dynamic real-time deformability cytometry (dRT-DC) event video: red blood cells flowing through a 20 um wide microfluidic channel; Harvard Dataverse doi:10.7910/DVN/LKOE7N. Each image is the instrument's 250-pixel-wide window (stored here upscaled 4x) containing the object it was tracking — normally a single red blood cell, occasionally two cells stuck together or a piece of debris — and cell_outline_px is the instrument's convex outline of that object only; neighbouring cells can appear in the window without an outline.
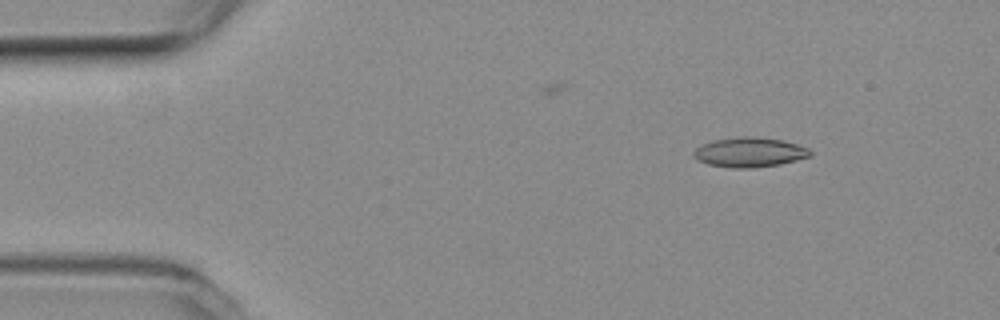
{"species": "common noctule bat (a hibernating species)", "species_latin": "Nyctalus noctula", "temperature_condition": "room temperature", "stored_images_in_passage": 4, "camera_frame_rate_fps": 3000, "um_per_image_px": 0.085, "animal": {"sex": "female", "body_mass_g": 19.3, "forearm_length_mm": 54.1}, "frame": {"image": 1, "passage_image": 1, "time_ms": 0.0, "image_size_px": [1000, 320], "cell_outline_px": [[812, 156], [780, 164], [748, 168], [732, 168], [708, 164], [692, 156], [692, 152], [696, 148], [712, 140], [736, 136], [756, 136], [784, 140], [808, 148], [812, 152]], "centroid_in_image_um": [63.72, 12.92], "position_along_channel_um": 21.3, "area_um2": 20.29}}
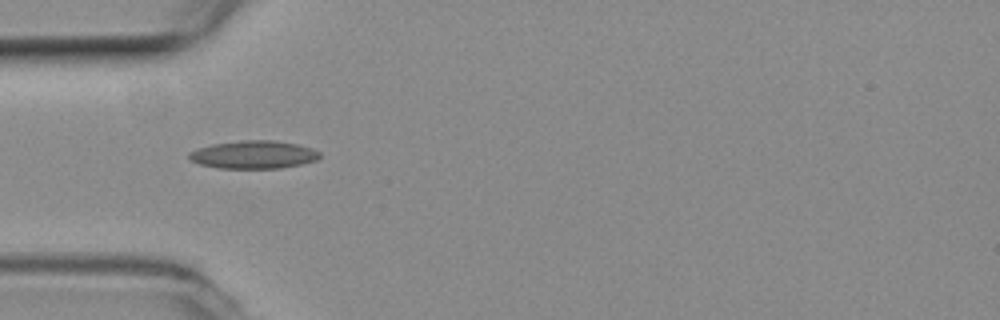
{"frame": {"image": 2, "passage_image": 4, "time_ms": 1.0, "image_size_px": [1000, 320], "cell_outline_px": [[320, 156], [316, 160], [300, 164], [280, 168], [220, 168], [200, 164], [188, 160], [188, 152], [196, 148], [212, 144], [240, 140], [272, 140], [296, 144], [312, 148], [320, 152]], "centroid_in_image_um": [21.51, 13.14], "position_along_channel_um": 63.5, "area_um2": 21.33}}